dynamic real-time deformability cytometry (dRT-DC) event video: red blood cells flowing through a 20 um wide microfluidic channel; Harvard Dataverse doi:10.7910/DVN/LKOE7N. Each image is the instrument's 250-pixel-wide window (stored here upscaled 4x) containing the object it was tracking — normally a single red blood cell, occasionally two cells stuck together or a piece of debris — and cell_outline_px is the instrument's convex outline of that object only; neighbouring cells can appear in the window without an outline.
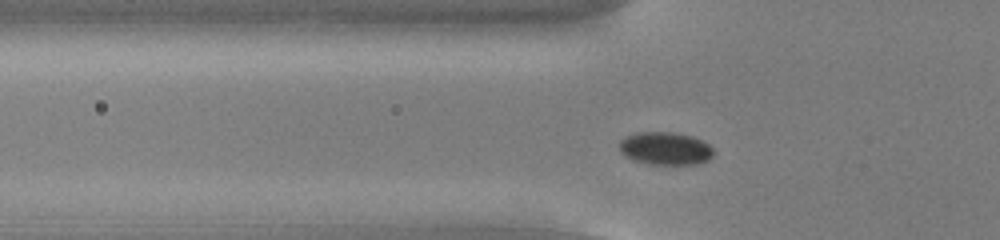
{"species": "common noctule bat (a hibernating species)", "species_latin": "Nyctalus noctula", "temperature_condition": "cold", "stored_images_in_passage": 38, "camera_frame_rate_fps": 3000, "um_per_image_px": 0.085, "animal": {"sex": "male", "body_mass_g": 13.0, "forearm_length_mm": 53.1}, "frame": {"image": 1, "passage_image": 2, "time_ms": 0.333, "image_size_px": [1000, 240], "cell_outline_px": [[712, 156], [708, 160], [696, 164], [648, 164], [632, 160], [624, 156], [620, 152], [620, 140], [636, 132], [676, 132], [692, 136], [704, 140], [712, 148]], "centroid_in_image_um": [56.54, 12.61], "position_along_channel_um": 69.3, "area_um2": 18.15}}
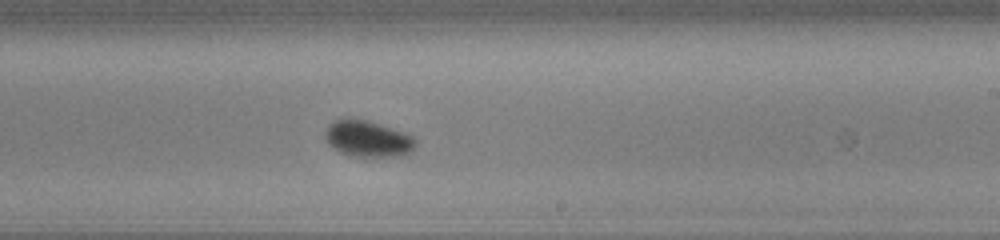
{"frame": {"image": 2, "passage_image": 17, "time_ms": 5.333, "image_size_px": [1000, 240], "cell_outline_px": [[416, 144], [412, 152], [400, 156], [352, 156], [340, 152], [332, 148], [328, 144], [324, 136], [324, 132], [328, 124], [336, 120], [368, 120], [404, 132], [412, 136], [416, 140]], "centroid_in_image_um": [31.26, 11.81], "position_along_channel_um": 257.7, "area_um2": 19.02}}
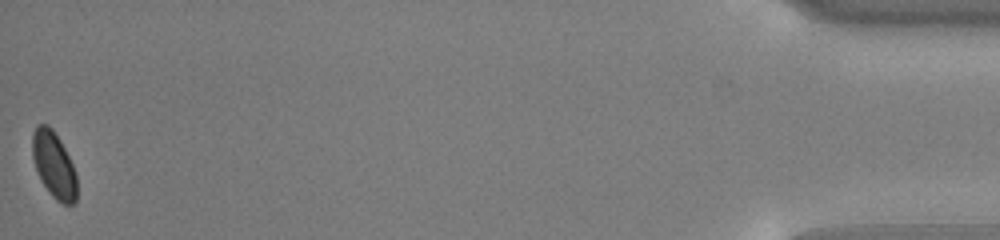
{"frame": {"image": 3, "passage_image": 38, "time_ms": 12.333, "image_size_px": [1000, 240], "cell_outline_px": [[76, 200], [72, 204], [64, 204], [56, 200], [52, 196], [40, 180], [32, 156], [32, 132], [36, 124], [48, 124], [52, 128], [60, 140], [76, 172]], "centroid_in_image_um": [4.56, 13.99], "position_along_channel_um": 430.6, "area_um2": 17.17}}